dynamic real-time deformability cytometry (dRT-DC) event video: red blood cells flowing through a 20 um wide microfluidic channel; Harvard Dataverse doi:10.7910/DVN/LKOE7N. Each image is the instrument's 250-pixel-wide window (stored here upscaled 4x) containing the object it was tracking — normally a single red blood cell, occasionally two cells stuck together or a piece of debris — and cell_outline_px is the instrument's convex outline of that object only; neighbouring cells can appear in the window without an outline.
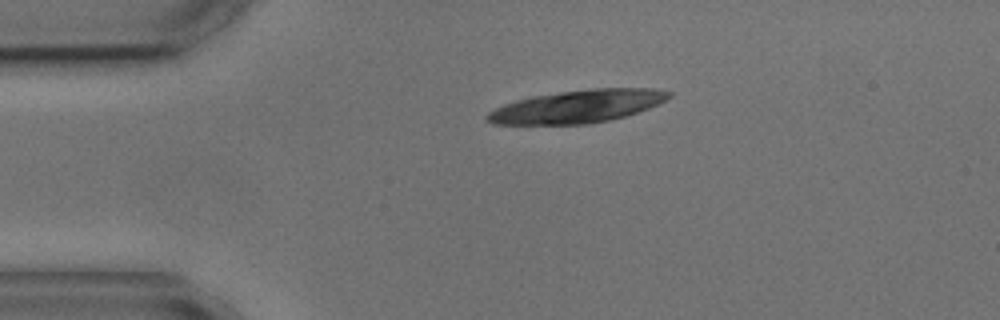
{"species": "common noctule bat (a hibernating species)", "species_latin": "Nyctalus noctula", "temperature_condition": "cold", "stored_images_in_passage": 2, "camera_frame_rate_fps": 3000, "um_per_image_px": 0.085, "animal": {"sex": "male", "body_mass_g": 17.9, "forearm_length_mm": 54.2}, "frame": {"image": 1, "passage_image": 2, "time_ms": 1.333, "image_size_px": [1000, 320], "cell_outline_px": [[672, 96], [648, 108], [624, 116], [608, 120], [588, 124], [492, 124], [484, 120], [484, 116], [488, 112], [504, 104], [516, 100], [532, 96], [560, 92], [592, 88], [652, 88], [672, 92]], "centroid_in_image_um": [49.03, 9.04], "position_along_channel_um": 36.0, "area_um2": 34.51}}